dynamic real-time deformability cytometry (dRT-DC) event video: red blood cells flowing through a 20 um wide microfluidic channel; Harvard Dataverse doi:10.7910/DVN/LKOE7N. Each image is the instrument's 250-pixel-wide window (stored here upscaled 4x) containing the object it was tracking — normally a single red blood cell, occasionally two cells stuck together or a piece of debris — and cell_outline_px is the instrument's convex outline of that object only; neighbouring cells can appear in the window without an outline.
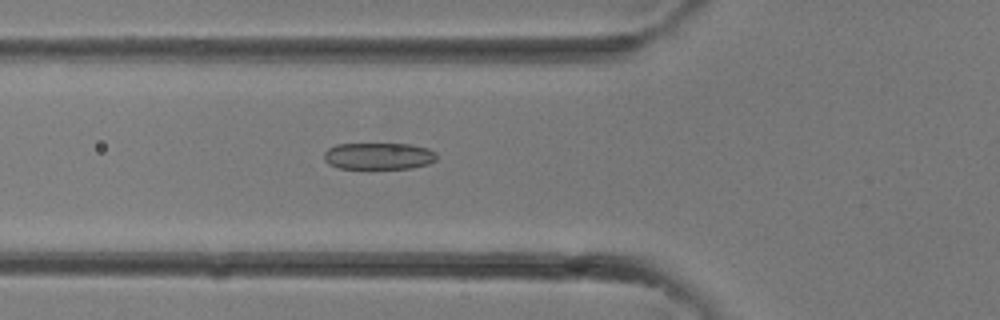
{"species": "common noctule bat (a hibernating species)", "species_latin": "Nyctalus noctula", "temperature_condition": "room temperature", "stored_images_in_passage": 33, "camera_frame_rate_fps": 3000, "um_per_image_px": 0.085, "animal": {"sex": "female"}, "frame": {"image": 1, "passage_image": 12, "time_ms": 3.667, "image_size_px": [1000, 320], "cell_outline_px": [[436, 160], [428, 164], [412, 168], [340, 168], [328, 164], [324, 160], [324, 152], [328, 148], [336, 144], [408, 144], [428, 148], [436, 152]], "centroid_in_image_um": [32.18, 13.26], "position_along_channel_um": 93.6, "area_um2": 17.57}}
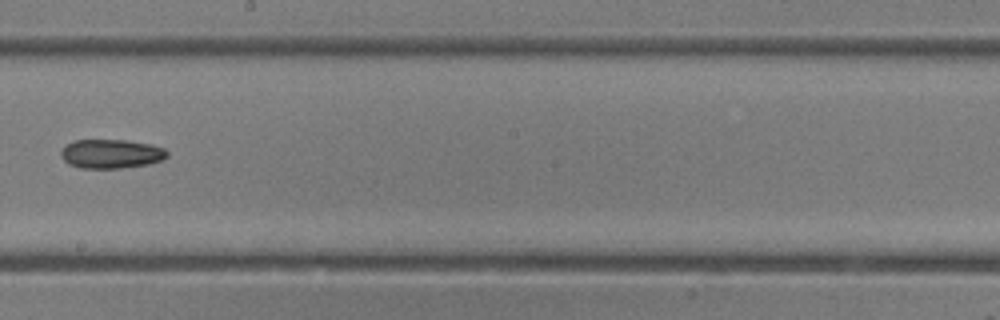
{"frame": {"image": 2, "passage_image": 19, "time_ms": 6.0, "image_size_px": [1000, 320], "cell_outline_px": [[168, 156], [164, 160], [148, 164], [120, 168], [80, 168], [68, 164], [60, 156], [60, 152], [68, 144], [76, 140], [128, 140], [152, 144], [164, 148], [168, 152]], "centroid_in_image_um": [9.48, 13.07], "position_along_channel_um": 238.7, "area_um2": 18.09}}
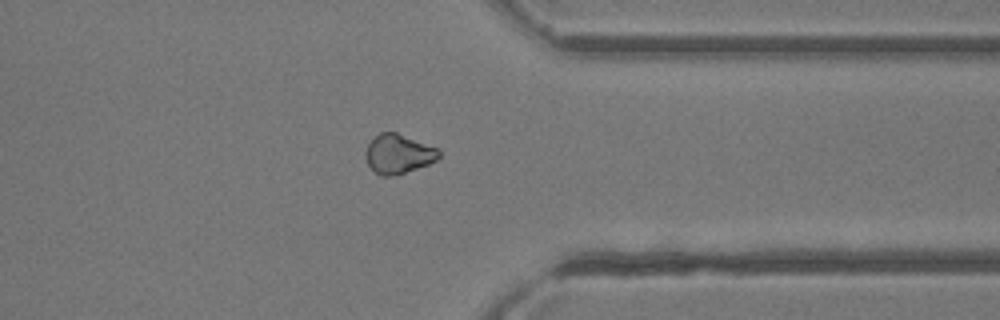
{"frame": {"image": 3, "passage_image": 26, "time_ms": 8.333, "image_size_px": [1000, 320], "cell_outline_px": [[440, 156], [436, 160], [428, 164], [392, 176], [380, 176], [368, 164], [364, 156], [364, 152], [368, 144], [380, 132], [396, 132], [440, 148]], "centroid_in_image_um": [33.87, 13.07], "position_along_channel_um": 377.5, "area_um2": 16.76}}